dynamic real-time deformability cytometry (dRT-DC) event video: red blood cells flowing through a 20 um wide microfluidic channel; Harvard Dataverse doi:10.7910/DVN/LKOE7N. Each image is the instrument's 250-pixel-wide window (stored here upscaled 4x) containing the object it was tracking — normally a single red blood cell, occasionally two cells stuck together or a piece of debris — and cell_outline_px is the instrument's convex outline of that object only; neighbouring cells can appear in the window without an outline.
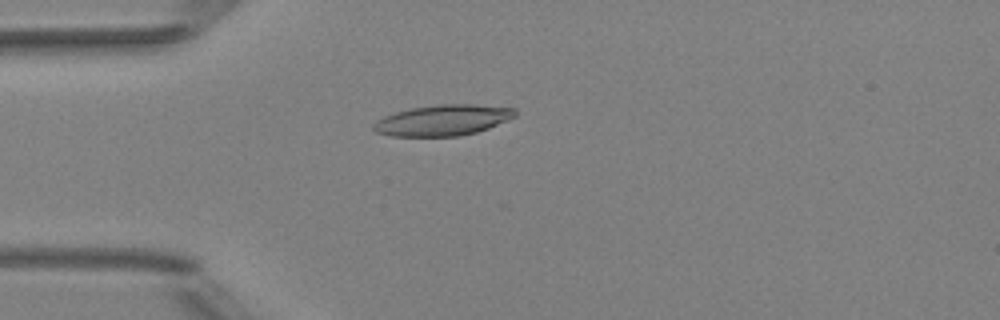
{"species": "Egyptian fruit bat (a non-hibernating species)", "species_latin": "Rousettus aegyptiacus", "temperature_condition": "room temperature", "stored_images_in_passage": 4, "camera_frame_rate_fps": 3000, "um_per_image_px": 0.085, "animal": {"sex": "female"}, "frame": {"image": 1, "passage_image": 4, "time_ms": 1.0, "image_size_px": [1000, 320], "cell_outline_px": [[516, 116], [508, 120], [488, 128], [476, 132], [460, 136], [392, 136], [376, 132], [372, 128], [372, 124], [376, 120], [384, 116], [396, 112], [412, 108], [436, 104], [472, 104], [516, 108]], "centroid_in_image_um": [37.64, 10.21], "position_along_channel_um": 47.4, "area_um2": 25.49}}